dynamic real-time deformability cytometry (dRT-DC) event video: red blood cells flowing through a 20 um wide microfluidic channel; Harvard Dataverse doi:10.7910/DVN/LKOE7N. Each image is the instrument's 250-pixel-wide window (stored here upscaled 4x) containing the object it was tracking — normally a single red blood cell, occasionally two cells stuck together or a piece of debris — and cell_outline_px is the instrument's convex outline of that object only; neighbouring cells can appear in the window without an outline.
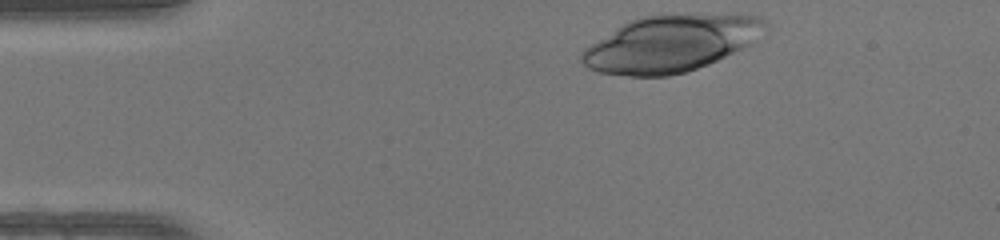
{"species": "human", "species_latin": "Homo sapiens", "temperature_condition": "warm", "stored_images_in_passage": 33, "camera_frame_rate_fps": 3000, "um_per_image_px": 0.085, "donor": {"sex": "female"}, "frame": {"image": 1, "passage_image": 1, "time_ms": 0.0, "image_size_px": [1000, 240], "cell_outline_px": [[768, 28], [752, 44], [708, 64], [684, 72], [668, 76], [628, 76], [600, 72], [588, 68], [580, 60], [580, 52], [584, 48], [628, 20], [644, 16], [696, 12], [740, 12], [756, 16], [768, 20]], "centroid_in_image_um": [57.1, 3.64], "position_along_channel_um": 27.9, "area_um2": 61.79}}
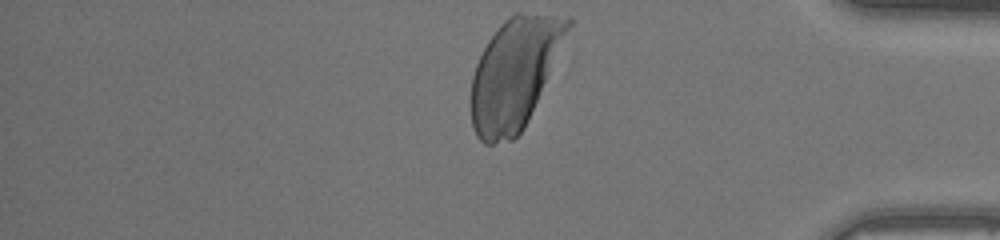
{"frame": {"image": 2, "passage_image": 33, "time_ms": 10.667, "image_size_px": [1000, 240], "cell_outline_px": [[572, 24], [528, 120], [524, 128], [512, 140], [492, 144], [484, 144], [476, 136], [472, 124], [472, 76], [476, 64], [488, 40], [500, 24], [504, 20], [516, 12], [520, 12], [568, 16], [572, 20]], "centroid_in_image_um": [43.73, 6.22], "position_along_channel_um": 391.5, "area_um2": 61.73}}